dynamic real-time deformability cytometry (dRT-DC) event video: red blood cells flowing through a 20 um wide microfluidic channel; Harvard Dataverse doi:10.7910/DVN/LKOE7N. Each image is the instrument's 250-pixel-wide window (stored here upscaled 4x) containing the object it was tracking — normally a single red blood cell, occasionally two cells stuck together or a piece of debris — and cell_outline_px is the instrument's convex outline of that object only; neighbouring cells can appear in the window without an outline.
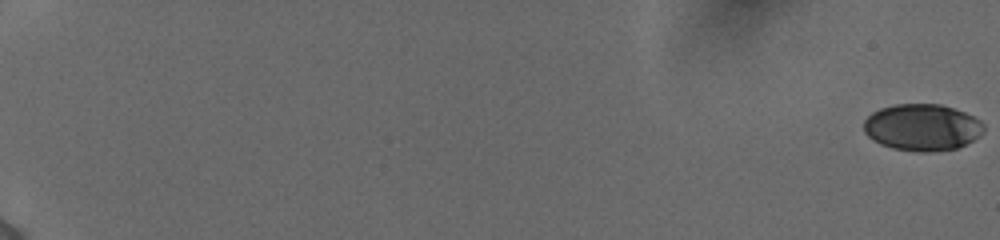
{"species": "human", "species_latin": "Homo sapiens", "temperature_condition": "cold", "stored_images_in_passage": 57, "camera_frame_rate_fps": 3000, "um_per_image_px": 0.085, "donor": {"sex": "female"}, "frame": {"image": 1, "passage_image": 1, "time_ms": 0.0, "image_size_px": [1000, 240], "cell_outline_px": [[984, 132], [980, 136], [956, 148], [932, 152], [916, 152], [892, 148], [880, 144], [872, 140], [864, 132], [864, 120], [872, 112], [880, 108], [896, 104], [940, 104], [964, 112], [980, 120], [984, 124]], "centroid_in_image_um": [78.37, 10.83], "position_along_channel_um": 6.6, "area_um2": 32.77}}
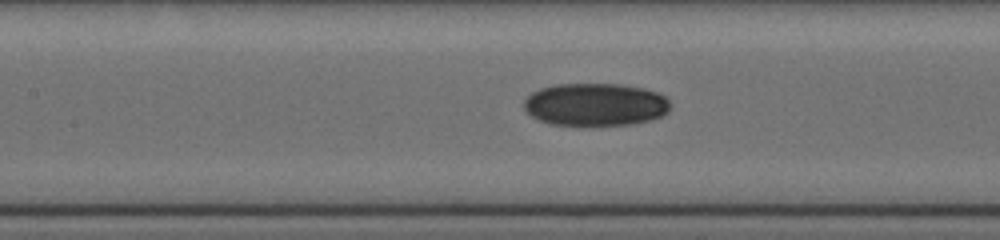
{"frame": {"image": 2, "passage_image": 31, "time_ms": 10.0, "image_size_px": [1000, 240], "cell_outline_px": [[668, 112], [652, 120], [628, 124], [552, 124], [540, 120], [532, 116], [524, 108], [524, 100], [532, 92], [540, 88], [556, 84], [620, 84], [644, 88], [656, 92], [664, 96], [668, 100]], "centroid_in_image_um": [50.6, 8.86], "position_along_channel_um": 156.8, "area_um2": 36.01}}
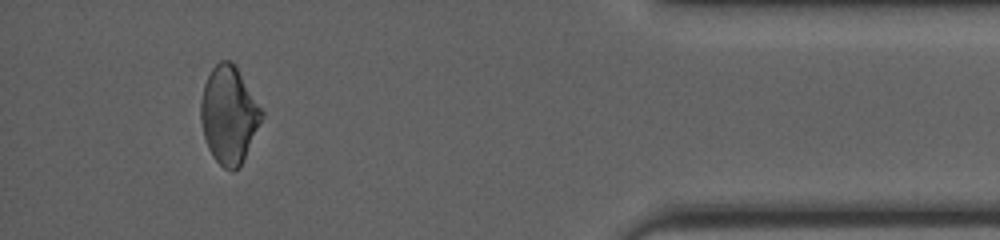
{"frame": {"image": 3, "passage_image": 54, "time_ms": 17.667, "image_size_px": [1000, 240], "cell_outline_px": [[264, 116], [244, 160], [240, 168], [232, 172], [224, 168], [212, 156], [208, 148], [204, 136], [200, 120], [200, 104], [204, 84], [212, 68], [220, 60], [232, 60], [236, 64], [264, 112]], "centroid_in_image_um": [19.47, 9.77], "position_along_channel_um": 415.7, "area_um2": 34.97}, "authors_computed_cell_mechanics": {"area_um2": 34.391, "velocity_mm_per_s": 3.9042, "shape_relaxation_time_tau1_ms": 10.7115, "shape_relaxation_time_tau2_ms": null, "deformation_change_tau1": 0.177, "deformation_change_tau2": null}}